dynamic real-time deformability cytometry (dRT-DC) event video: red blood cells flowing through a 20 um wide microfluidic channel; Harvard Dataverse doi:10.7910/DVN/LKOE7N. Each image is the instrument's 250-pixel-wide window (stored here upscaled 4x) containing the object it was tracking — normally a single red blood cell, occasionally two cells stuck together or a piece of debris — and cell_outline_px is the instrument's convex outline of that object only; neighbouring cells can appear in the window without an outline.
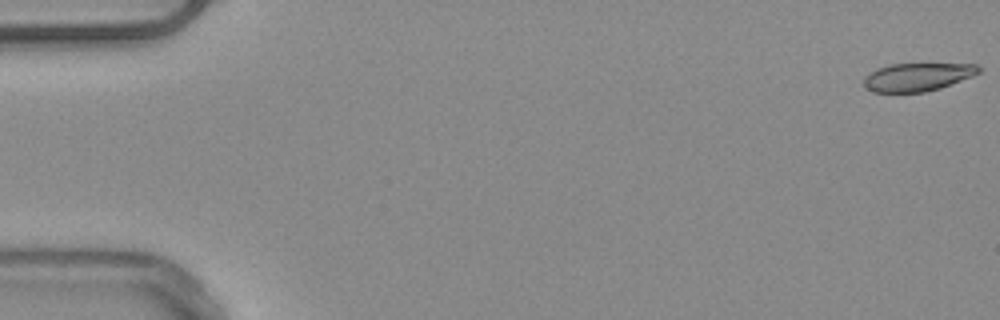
{"species": "common noctule bat (a hibernating species)", "species_latin": "Nyctalus noctula", "temperature_condition": "warm", "stored_images_in_passage": 53, "camera_frame_rate_fps": 3000, "um_per_image_px": 0.085, "animal": {"sex": "male", "body_mass_g": 20.4}, "frame": {"image": 1, "passage_image": 1, "time_ms": 0.0, "image_size_px": [1000, 320], "cell_outline_px": [[980, 72], [972, 76], [940, 88], [924, 92], [872, 92], [864, 84], [864, 76], [876, 68], [888, 64], [976, 64], [980, 68]], "centroid_in_image_um": [77.95, 6.54], "position_along_channel_um": 7.0, "area_um2": 18.73}}
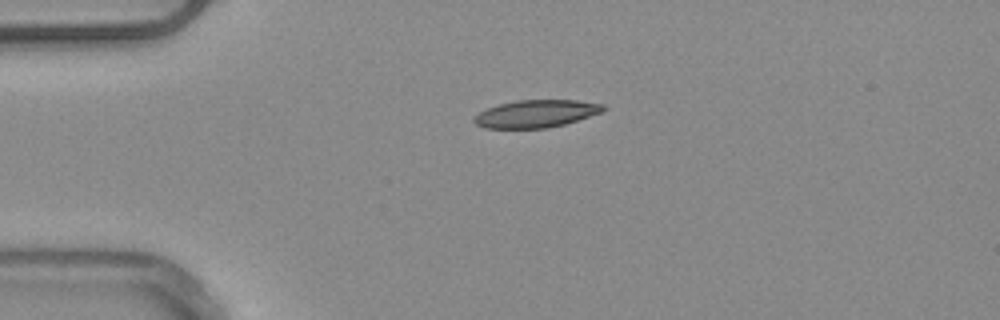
{"frame": {"image": 2, "passage_image": 13, "time_ms": 4.0, "image_size_px": [1000, 320], "cell_outline_px": [[608, 108], [600, 112], [564, 124], [548, 128], [484, 128], [476, 124], [472, 120], [480, 112], [488, 108], [500, 104], [516, 100], [576, 100], [604, 104]], "centroid_in_image_um": [45.57, 9.66], "position_along_channel_um": 39.4, "area_um2": 20.52}}
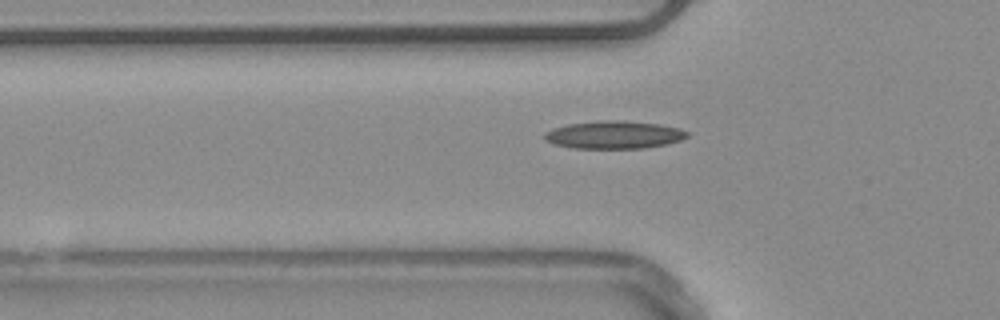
{"frame": {"image": 3, "passage_image": 18, "time_ms": 5.667, "image_size_px": [1000, 320], "cell_outline_px": [[688, 136], [680, 140], [664, 144], [644, 148], [572, 148], [552, 144], [544, 140], [544, 132], [552, 128], [568, 124], [600, 120], [616, 120], [660, 124], [680, 128], [688, 132]], "centroid_in_image_um": [52.14, 11.45], "position_along_channel_um": 73.7, "area_um2": 23.12}, "authors_computed_cell_mechanics": {"area_um2": 20.6346, "velocity_mm_per_s": 3.9125, "shape_relaxation_time_tau1_ms": null, "shape_relaxation_time_tau2_ms": 3.4234, "deformation_change_tau1": null, "deformation_change_tau2": 0.115}}